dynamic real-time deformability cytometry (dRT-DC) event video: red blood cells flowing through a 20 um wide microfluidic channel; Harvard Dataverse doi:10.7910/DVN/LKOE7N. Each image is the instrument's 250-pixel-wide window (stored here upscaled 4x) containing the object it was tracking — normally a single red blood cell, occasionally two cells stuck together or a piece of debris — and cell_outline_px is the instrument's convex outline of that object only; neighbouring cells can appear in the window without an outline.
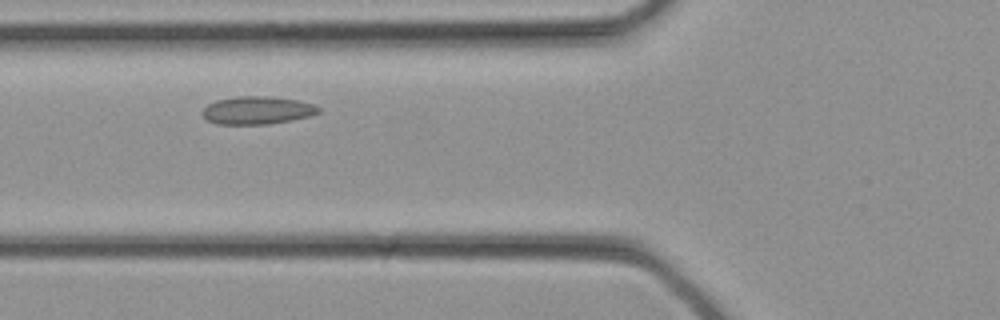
{"species": "common noctule bat (a hibernating species)", "species_latin": "Nyctalus noctula", "temperature_condition": "cold", "stored_images_in_passage": 27, "camera_frame_rate_fps": 3000, "um_per_image_px": 0.085, "animal": {"sex": "female", "body_mass_g": 21.9}, "frame": {"image": 1, "passage_image": 6, "time_ms": 1.667, "image_size_px": [1000, 320], "cell_outline_px": [[320, 112], [312, 116], [292, 120], [268, 124], [216, 124], [208, 120], [200, 112], [208, 104], [216, 100], [240, 96], [272, 96], [300, 100], [312, 104], [320, 108]], "centroid_in_image_um": [21.89, 9.37], "position_along_channel_um": 103.9, "area_um2": 19.02}}
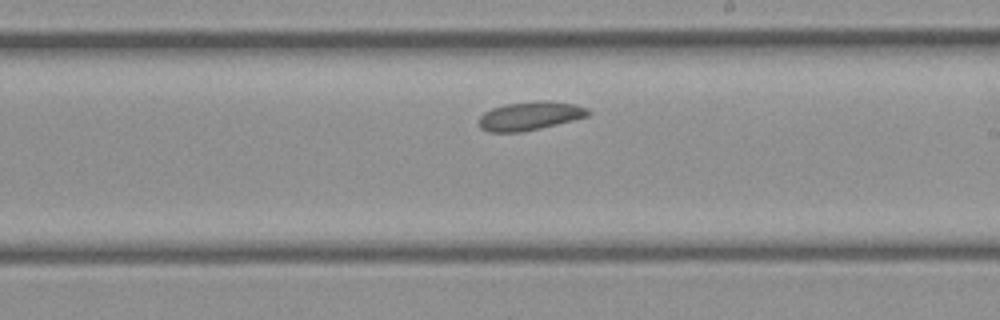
{"frame": {"image": 2, "passage_image": 13, "time_ms": 4.0, "image_size_px": [1000, 320], "cell_outline_px": [[592, 112], [588, 116], [540, 128], [520, 132], [488, 132], [480, 128], [480, 116], [484, 112], [492, 108], [504, 104], [540, 100], [544, 100], [576, 104], [588, 108]], "centroid_in_image_um": [45.06, 9.84], "position_along_channel_um": 243.9, "area_um2": 18.21}}
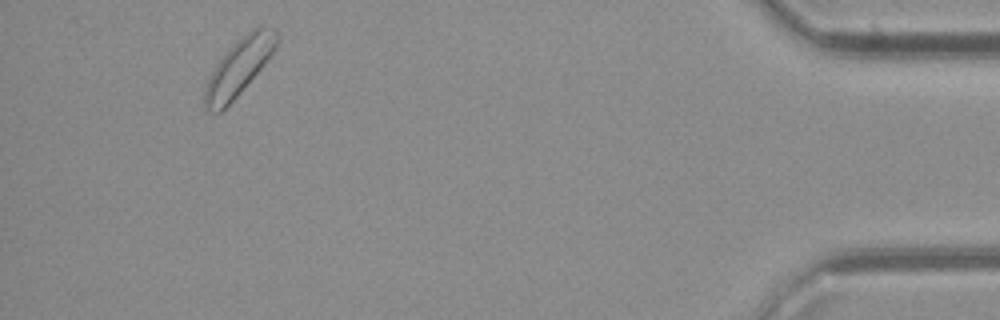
{"frame": {"image": 3, "passage_image": 25, "time_ms": 8.0, "image_size_px": [1000, 320], "cell_outline_px": [[280, 40], [276, 48], [260, 68], [236, 96], [220, 112], [204, 112], [204, 88], [212, 68], [224, 52], [236, 40], [252, 28], [260, 24], [276, 28]], "centroid_in_image_um": [20.29, 5.64], "position_along_channel_um": 414.9, "area_um2": 24.04}}